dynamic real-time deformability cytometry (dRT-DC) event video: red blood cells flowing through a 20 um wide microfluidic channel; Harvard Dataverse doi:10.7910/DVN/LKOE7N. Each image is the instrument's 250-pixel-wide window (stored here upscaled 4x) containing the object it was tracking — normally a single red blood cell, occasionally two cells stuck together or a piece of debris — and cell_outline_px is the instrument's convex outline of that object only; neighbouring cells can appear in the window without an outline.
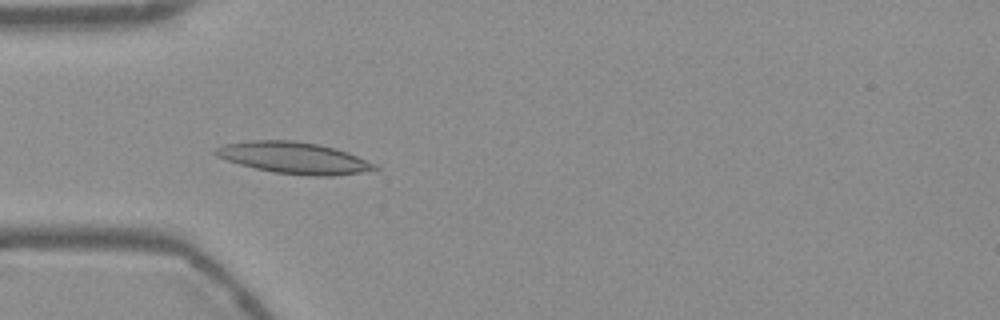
{"species": "Egyptian fruit bat (a non-hibernating species)", "species_latin": "Rousettus aegyptiacus", "temperature_condition": "warm", "stored_images_in_passage": 55, "camera_frame_rate_fps": 3000, "um_per_image_px": 0.085, "frame": {"image": 1, "passage_image": 17, "time_ms": 5.333, "image_size_px": [1000, 320], "cell_outline_px": [[380, 168], [360, 172], [332, 176], [312, 176], [276, 172], [256, 168], [240, 164], [216, 156], [212, 152], [216, 148], [224, 144], [248, 140], [292, 140], [320, 144], [336, 148], [348, 152], [376, 164]], "centroid_in_image_um": [24.98, 13.4], "position_along_channel_um": 60.0, "area_um2": 29.13}}
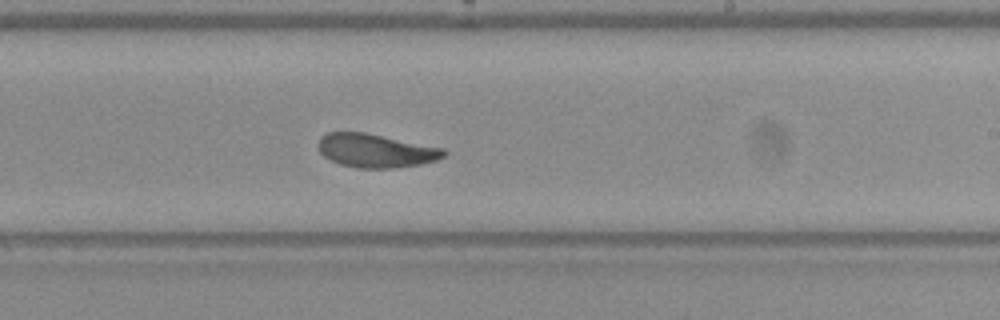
{"frame": {"image": 2, "passage_image": 33, "time_ms": 10.667, "image_size_px": [1000, 320], "cell_outline_px": [[448, 152], [444, 156], [436, 160], [420, 164], [396, 168], [356, 168], [340, 164], [324, 156], [320, 152], [320, 136], [328, 132], [364, 132], [444, 148]], "centroid_in_image_um": [31.96, 12.81], "position_along_channel_um": 257.0, "area_um2": 24.45}}
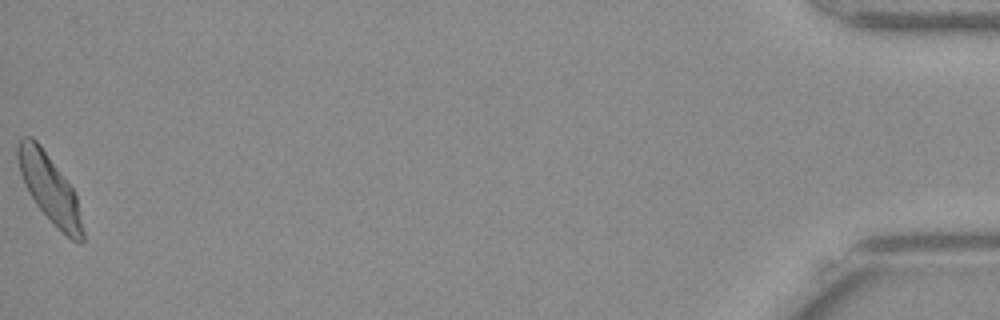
{"frame": {"image": 3, "passage_image": 55, "time_ms": 18.0, "image_size_px": [1000, 320], "cell_outline_px": [[84, 240], [80, 244], [72, 240], [36, 204], [28, 192], [24, 184], [20, 172], [16, 156], [16, 144], [20, 136], [32, 136], [40, 144], [72, 188], [76, 196], [84, 232]], "centroid_in_image_um": [4.18, 15.94], "position_along_channel_um": 431.0, "area_um2": 25.26}, "authors_computed_cell_mechanics": {"area_um2": 25.2586, "velocity_mm_per_s": 3.737, "shape_relaxation_time_tau1_ms": 8.8268, "shape_relaxation_time_tau2_ms": 2.539, "deformation_change_tau1": 0.1866, "deformation_change_tau2": 0.09}}